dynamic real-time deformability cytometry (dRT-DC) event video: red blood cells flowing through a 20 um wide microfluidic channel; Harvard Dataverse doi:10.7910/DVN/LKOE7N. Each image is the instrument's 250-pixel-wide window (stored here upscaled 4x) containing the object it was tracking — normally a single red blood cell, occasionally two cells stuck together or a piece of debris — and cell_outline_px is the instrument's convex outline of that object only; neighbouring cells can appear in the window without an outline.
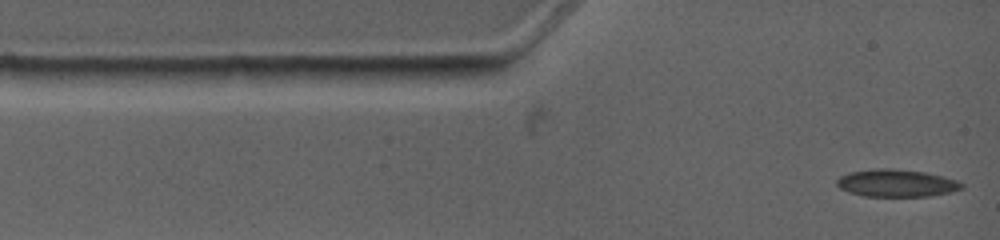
{"species": "common noctule bat (a hibernating species)", "species_latin": "Nyctalus noctula", "temperature_condition": "warm", "stored_images_in_passage": 7, "camera_frame_rate_fps": 4500, "um_per_image_px": 0.085, "animal": {"sex": "female", "body_mass_g": 19.0, "forearm_length_mm": 53.3}, "frame": {"image": 1, "passage_image": 1, "time_ms": 0.0, "image_size_px": [1000, 240], "cell_outline_px": [[964, 188], [948, 192], [928, 196], [864, 196], [848, 192], [840, 188], [836, 184], [836, 180], [840, 176], [848, 172], [884, 168], [888, 168], [924, 172], [956, 180], [964, 184]], "centroid_in_image_um": [76.16, 15.57], "position_along_channel_um": 8.8, "area_um2": 19.71}}
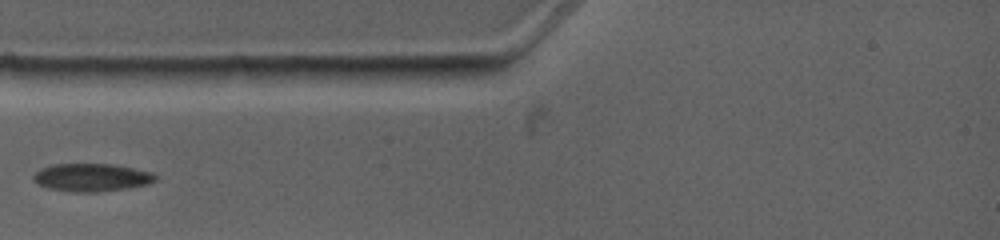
{"frame": {"image": 2, "passage_image": 4, "time_ms": 2.667, "image_size_px": [1000, 240], "cell_outline_px": [[156, 180], [144, 184], [124, 188], [96, 192], [76, 192], [48, 188], [36, 184], [32, 180], [32, 176], [40, 168], [52, 164], [112, 164], [152, 172], [156, 176]], "centroid_in_image_um": [7.7, 15.07], "position_along_channel_um": 77.3, "area_um2": 19.65}}
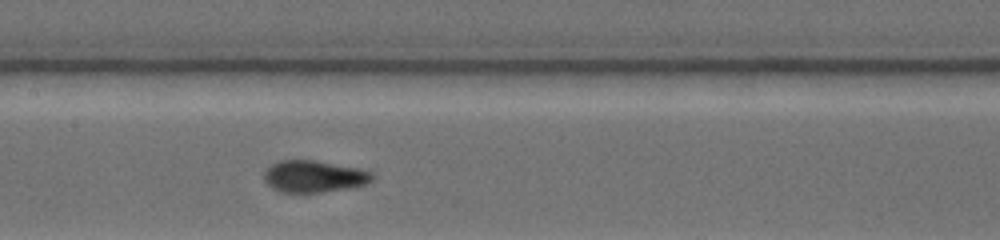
{"frame": {"image": 3, "passage_image": 7, "time_ms": 5.333, "image_size_px": [1000, 240], "cell_outline_px": [[376, 176], [372, 180], [364, 184], [348, 188], [320, 192], [284, 192], [272, 188], [264, 180], [264, 172], [272, 164], [280, 160], [316, 160], [356, 168], [372, 172]], "centroid_in_image_um": [26.68, 14.99], "position_along_channel_um": 180.7, "area_um2": 19.88}}